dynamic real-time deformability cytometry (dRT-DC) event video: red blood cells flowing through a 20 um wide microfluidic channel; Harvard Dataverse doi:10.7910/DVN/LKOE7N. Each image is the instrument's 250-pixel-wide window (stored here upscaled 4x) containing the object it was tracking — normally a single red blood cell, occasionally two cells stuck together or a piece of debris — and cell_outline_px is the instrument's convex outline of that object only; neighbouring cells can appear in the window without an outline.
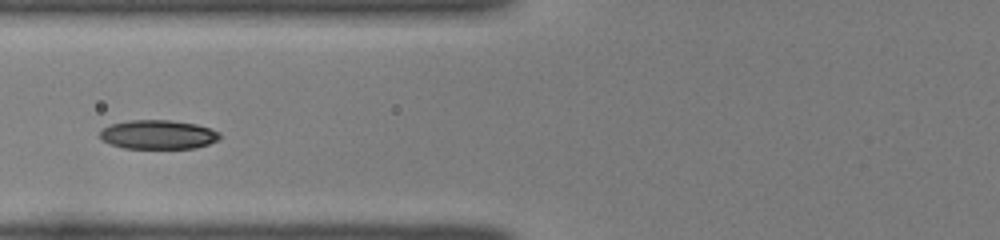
{"species": "common noctule bat (a hibernating species)", "species_latin": "Nyctalus noctula", "temperature_condition": "room temperature", "stored_images_in_passage": 34, "camera_frame_rate_fps": 3000, "um_per_image_px": 0.085, "animal": {"sex": "female", "body_mass_g": 22.0, "forearm_length_mm": 56.7}, "frame": {"image": 1, "passage_image": 6, "time_ms": 1.667, "image_size_px": [1000, 240], "cell_outline_px": [[220, 140], [196, 148], [124, 148], [100, 140], [100, 132], [104, 128], [112, 124], [128, 120], [172, 120], [196, 124], [212, 128], [220, 132]], "centroid_in_image_um": [13.48, 11.43], "position_along_channel_um": 112.3, "area_um2": 20.4}}
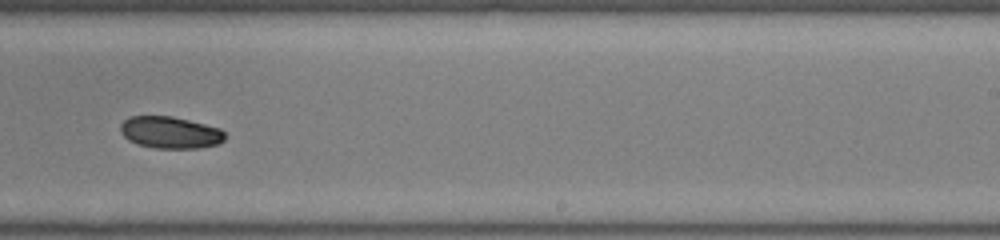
{"frame": {"image": 2, "passage_image": 18, "time_ms": 5.667, "image_size_px": [1000, 240], "cell_outline_px": [[224, 140], [220, 144], [200, 148], [156, 148], [136, 144], [128, 140], [120, 132], [120, 124], [128, 116], [172, 116], [220, 128], [224, 132]], "centroid_in_image_um": [14.45, 11.26], "position_along_channel_um": 274.6, "area_um2": 19.54}}
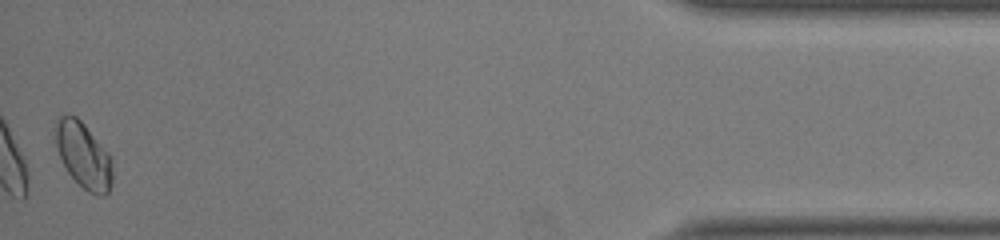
{"frame": {"image": 3, "passage_image": 34, "time_ms": 11.0, "image_size_px": [1000, 240], "cell_outline_px": [[112, 184], [108, 192], [104, 196], [96, 196], [88, 192], [68, 172], [60, 156], [56, 144], [52, 128], [56, 120], [60, 116], [68, 112], [76, 116], [84, 124], [108, 152], [112, 160]], "centroid_in_image_um": [7.08, 13.16], "position_along_channel_um": 428.1, "area_um2": 22.08}, "authors_computed_cell_mechanics": {"area_um2": 20.2878, "velocity_mm_per_s": 4.0671, "shape_relaxation_time_tau1_ms": 8.5258, "shape_relaxation_time_tau2_ms": null, "deformation_change_tau1": 0.1806, "deformation_change_tau2": null}}